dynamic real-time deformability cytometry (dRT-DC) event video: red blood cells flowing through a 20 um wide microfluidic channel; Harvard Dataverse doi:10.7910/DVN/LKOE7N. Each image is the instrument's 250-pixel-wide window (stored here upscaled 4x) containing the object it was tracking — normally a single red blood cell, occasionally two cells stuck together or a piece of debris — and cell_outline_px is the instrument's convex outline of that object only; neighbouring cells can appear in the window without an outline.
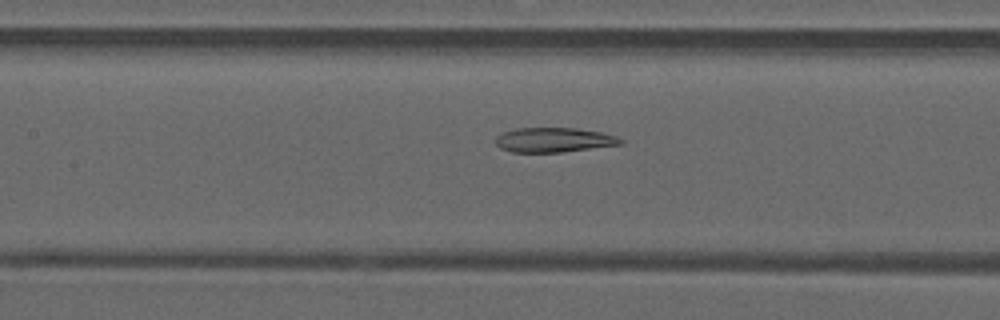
{"species": "common noctule bat (a hibernating species)", "species_latin": "Nyctalus noctula", "temperature_condition": "warm", "stored_images_in_passage": 35, "camera_frame_rate_fps": 3000, "um_per_image_px": 0.085, "animal": {"sex": "male", "forearm_length_mm": 52.5}, "frame": {"image": 1, "passage_image": 9, "time_ms": 2.667, "image_size_px": [1000, 320], "cell_outline_px": [[624, 144], [560, 152], [512, 152], [500, 148], [496, 144], [496, 136], [504, 132], [516, 128], [576, 128], [600, 132], [616, 136], [624, 140]], "centroid_in_image_um": [47.08, 11.89], "position_along_channel_um": 160.3, "area_um2": 17.86}}
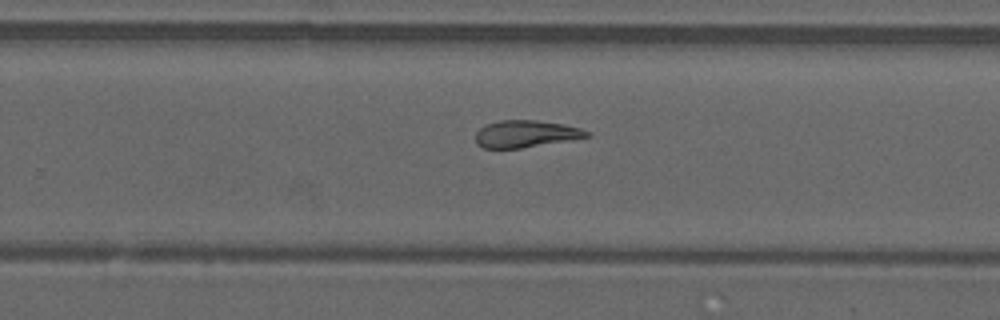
{"frame": {"image": 2, "passage_image": 18, "time_ms": 5.667, "image_size_px": [1000, 320], "cell_outline_px": [[592, 136], [520, 148], [484, 148], [476, 144], [476, 132], [484, 124], [500, 120], [536, 120], [564, 124], [580, 128], [588, 132]], "centroid_in_image_um": [44.65, 11.37], "position_along_channel_um": 285.1, "area_um2": 17.46}}
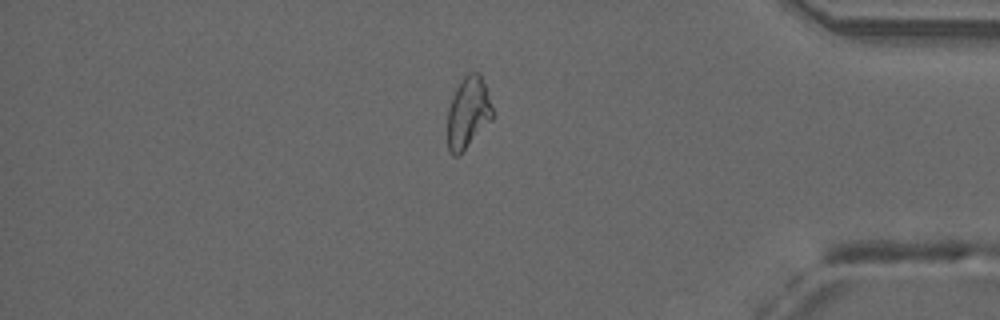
{"frame": {"image": 3, "passage_image": 28, "time_ms": 9.0, "image_size_px": [1000, 320], "cell_outline_px": [[492, 120], [460, 156], [452, 156], [448, 148], [448, 108], [456, 88], [460, 80], [468, 72], [480, 72], [492, 108]], "centroid_in_image_um": [39.77, 9.61], "position_along_channel_um": 395.4, "area_um2": 18.79}, "authors_computed_cell_mechanics": {"area_um2": 18.785, "velocity_mm_per_s": 4.1773, "shape_relaxation_time_tau1_ms": null, "shape_relaxation_time_tau2_ms": 3.4833, "deformation_change_tau1": null, "deformation_change_tau2": 0.1046}}